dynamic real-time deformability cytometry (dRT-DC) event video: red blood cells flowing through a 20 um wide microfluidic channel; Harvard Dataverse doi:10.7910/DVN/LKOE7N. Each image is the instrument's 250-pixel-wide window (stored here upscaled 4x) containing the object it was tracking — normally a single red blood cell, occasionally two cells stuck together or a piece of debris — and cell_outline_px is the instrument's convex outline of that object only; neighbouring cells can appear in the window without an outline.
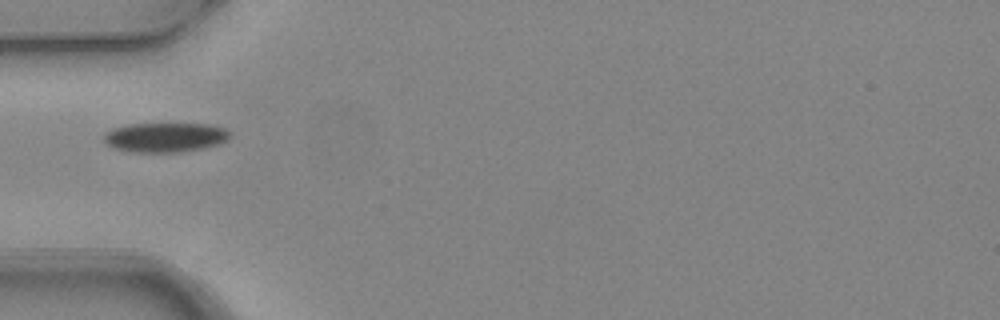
{"species": "common noctule bat (a hibernating species)", "species_latin": "Nyctalus noctula", "temperature_condition": "warm", "stored_images_in_passage": 2, "camera_frame_rate_fps": 3000, "um_per_image_px": 0.085, "animal": {"sex": "female", "body_mass_g": 24.6, "forearm_length_mm": 56.2}, "frame": {"image": 1, "passage_image": 1, "time_ms": 0.0, "image_size_px": [1000, 320], "cell_outline_px": [[228, 140], [220, 144], [180, 152], [128, 152], [116, 148], [108, 144], [104, 140], [104, 132], [112, 128], [128, 124], [208, 124], [224, 128], [228, 132]], "centroid_in_image_um": [14.0, 11.67], "position_along_channel_um": 71.0, "area_um2": 21.56}}
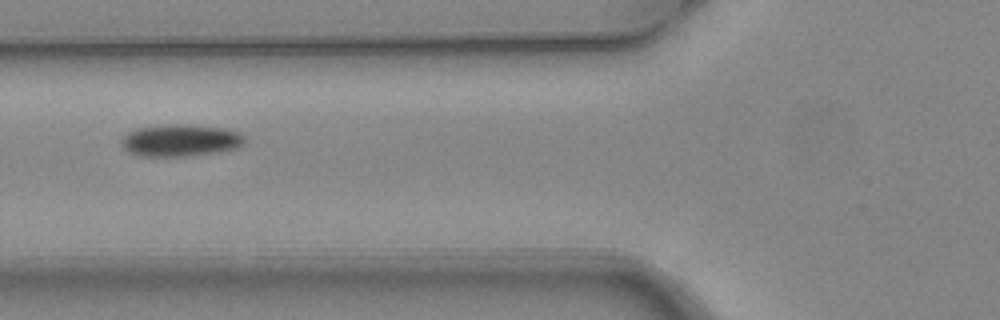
{"frame": {"image": 2, "passage_image": 2, "time_ms": 0.333, "image_size_px": [1000, 320], "cell_outline_px": [[244, 144], [236, 148], [220, 152], [192, 156], [136, 156], [128, 152], [120, 144], [120, 140], [128, 132], [136, 128], [164, 124], [188, 124], [224, 128], [240, 132], [244, 136]], "centroid_in_image_um": [15.32, 11.93], "position_along_channel_um": 110.5, "area_um2": 23.47}}